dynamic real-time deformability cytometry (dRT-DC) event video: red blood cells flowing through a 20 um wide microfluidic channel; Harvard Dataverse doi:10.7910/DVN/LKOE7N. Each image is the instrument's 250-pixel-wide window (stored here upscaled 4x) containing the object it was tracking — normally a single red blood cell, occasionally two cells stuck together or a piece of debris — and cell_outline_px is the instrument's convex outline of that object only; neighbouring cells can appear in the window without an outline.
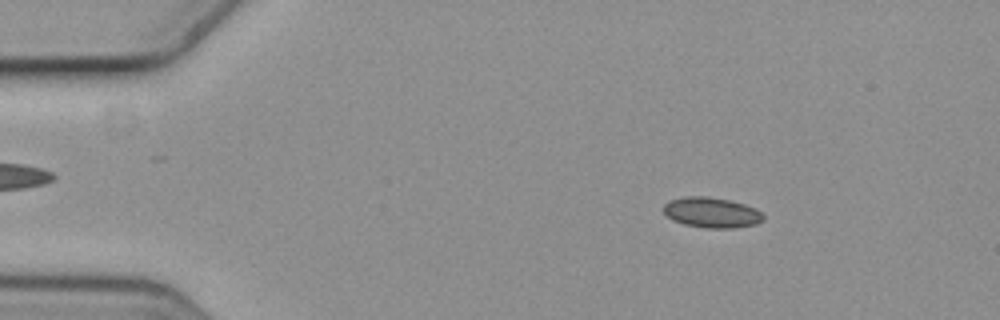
{"species": "common noctule bat (a hibernating species)", "species_latin": "Nyctalus noctula", "temperature_condition": "cold", "stored_images_in_passage": 4, "camera_frame_rate_fps": 3000, "um_per_image_px": 0.085, "animal": {"sex": "female", "body_mass_g": 19.3, "forearm_length_mm": 54.1}, "frame": {"image": 1, "passage_image": 2, "time_ms": 0.333, "image_size_px": [1000, 320], "cell_outline_px": [[764, 220], [756, 224], [736, 228], [704, 228], [684, 224], [672, 220], [664, 212], [664, 204], [672, 200], [688, 196], [704, 196], [728, 200], [744, 204], [756, 208], [764, 216]], "centroid_in_image_um": [60.52, 18.08], "position_along_channel_um": 24.5, "area_um2": 17.57}}